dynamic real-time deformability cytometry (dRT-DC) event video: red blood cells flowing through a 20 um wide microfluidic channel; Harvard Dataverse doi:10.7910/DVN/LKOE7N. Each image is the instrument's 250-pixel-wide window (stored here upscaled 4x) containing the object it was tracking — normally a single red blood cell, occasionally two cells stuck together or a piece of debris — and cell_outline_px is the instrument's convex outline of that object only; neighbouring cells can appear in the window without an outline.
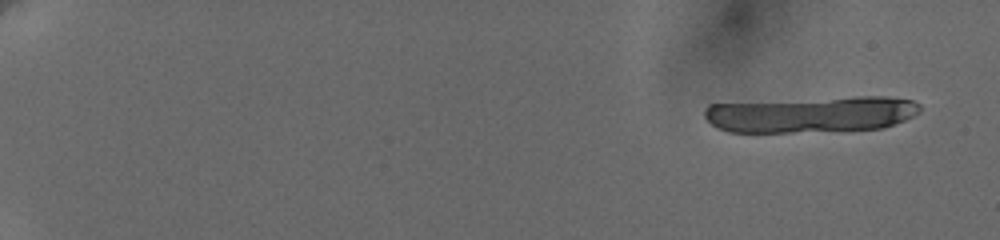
{"species": "human", "species_latin": "Homo sapiens", "temperature_condition": "cold", "stored_images_in_passage": 3, "camera_frame_rate_fps": 3000, "um_per_image_px": 0.085, "donor": {"sex": "female"}, "frame": {"image": 1, "passage_image": 1, "time_ms": 0.0, "image_size_px": [1000, 240], "cell_outline_px": [[920, 112], [904, 120], [880, 128], [792, 132], [728, 132], [716, 128], [704, 116], [704, 108], [708, 104], [856, 96], [884, 96], [912, 100], [920, 104]], "centroid_in_image_um": [68.92, 9.71], "position_along_channel_um": 16.1, "area_um2": 45.32}}